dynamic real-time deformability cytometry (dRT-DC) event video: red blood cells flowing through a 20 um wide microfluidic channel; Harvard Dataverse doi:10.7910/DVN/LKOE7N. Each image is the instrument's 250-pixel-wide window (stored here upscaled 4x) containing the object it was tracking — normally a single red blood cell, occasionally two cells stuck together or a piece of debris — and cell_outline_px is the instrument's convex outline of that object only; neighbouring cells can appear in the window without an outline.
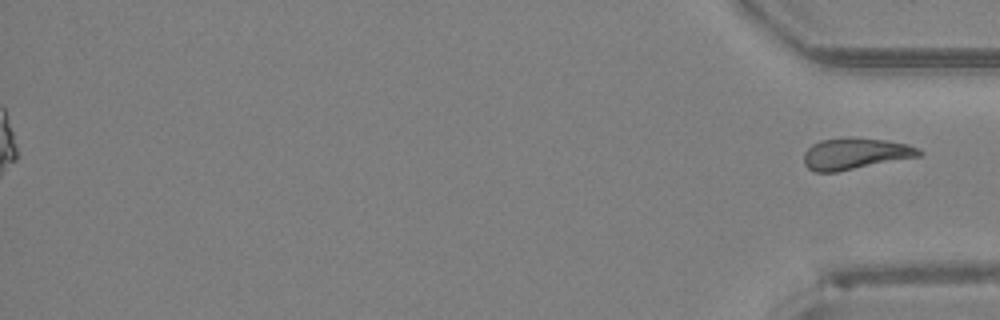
{"species": "Egyptian fruit bat (a non-hibernating species)", "species_latin": "Rousettus aegyptiacus", "temperature_condition": "room temperature", "stored_images_in_passage": 47, "segment_of_instrument_passage": [2, 2], "camera_frame_rate_fps": 3000, "um_per_image_px": 0.085, "animal": {"sex": "female"}, "frame": {"image": 1, "passage_image": 47, "time_ms": 15.333, "image_size_px": [1000, 320], "cell_outline_px": [[924, 152], [920, 156], [836, 172], [816, 172], [808, 168], [804, 164], [804, 152], [812, 144], [820, 140], [884, 140], [908, 144], [920, 148]], "centroid_in_image_um": [72.71, 13.1], "position_along_channel_um": 362.5, "area_um2": 20.35}}